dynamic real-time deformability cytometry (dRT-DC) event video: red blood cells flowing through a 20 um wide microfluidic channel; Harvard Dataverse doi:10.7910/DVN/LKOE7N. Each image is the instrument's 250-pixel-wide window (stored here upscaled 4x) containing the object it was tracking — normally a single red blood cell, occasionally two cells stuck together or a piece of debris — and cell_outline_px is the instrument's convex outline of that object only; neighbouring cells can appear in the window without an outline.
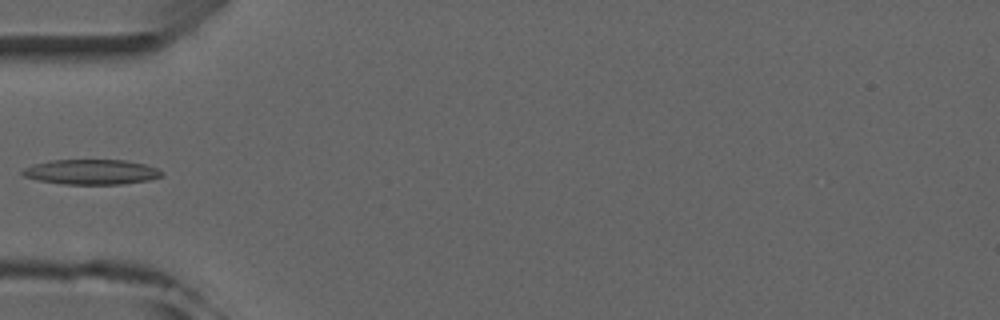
{"species": "common noctule bat (a hibernating species)", "species_latin": "Nyctalus noctula", "temperature_condition": "room temperature", "stored_images_in_passage": 2, "camera_frame_rate_fps": 3000, "um_per_image_px": 0.085, "animal": {"sex": "male", "forearm_length_mm": 52.5}, "frame": {"image": 1, "passage_image": 2, "time_ms": 1.333, "image_size_px": [1000, 320], "cell_outline_px": [[164, 172], [160, 176], [148, 180], [124, 184], [64, 184], [40, 180], [24, 176], [20, 172], [24, 168], [32, 164], [48, 160], [124, 160], [144, 164], [156, 168]], "centroid_in_image_um": [7.74, 14.61], "position_along_channel_um": 77.3, "area_um2": 20.23}}